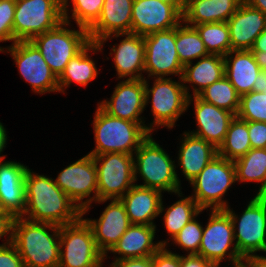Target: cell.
I'll return each mask as SVG.
<instances>
[{
    "mask_svg": "<svg viewBox=\"0 0 266 267\" xmlns=\"http://www.w3.org/2000/svg\"><path fill=\"white\" fill-rule=\"evenodd\" d=\"M153 267H181V256L162 246L153 255Z\"/></svg>",
    "mask_w": 266,
    "mask_h": 267,
    "instance_id": "7bdbcfd3",
    "label": "cell"
},
{
    "mask_svg": "<svg viewBox=\"0 0 266 267\" xmlns=\"http://www.w3.org/2000/svg\"><path fill=\"white\" fill-rule=\"evenodd\" d=\"M97 168V201L120 199L133 185L134 156L125 153L92 155Z\"/></svg>",
    "mask_w": 266,
    "mask_h": 267,
    "instance_id": "8fae6325",
    "label": "cell"
},
{
    "mask_svg": "<svg viewBox=\"0 0 266 267\" xmlns=\"http://www.w3.org/2000/svg\"><path fill=\"white\" fill-rule=\"evenodd\" d=\"M251 148H266V122L248 121Z\"/></svg>",
    "mask_w": 266,
    "mask_h": 267,
    "instance_id": "b9f144b4",
    "label": "cell"
},
{
    "mask_svg": "<svg viewBox=\"0 0 266 267\" xmlns=\"http://www.w3.org/2000/svg\"><path fill=\"white\" fill-rule=\"evenodd\" d=\"M182 26L180 23L176 27V51L180 62L183 65L191 60L209 55L205 44L201 40L200 34L194 26Z\"/></svg>",
    "mask_w": 266,
    "mask_h": 267,
    "instance_id": "d6a6232c",
    "label": "cell"
},
{
    "mask_svg": "<svg viewBox=\"0 0 266 267\" xmlns=\"http://www.w3.org/2000/svg\"><path fill=\"white\" fill-rule=\"evenodd\" d=\"M256 267H266V257L265 256H258L250 260Z\"/></svg>",
    "mask_w": 266,
    "mask_h": 267,
    "instance_id": "db71d44e",
    "label": "cell"
},
{
    "mask_svg": "<svg viewBox=\"0 0 266 267\" xmlns=\"http://www.w3.org/2000/svg\"><path fill=\"white\" fill-rule=\"evenodd\" d=\"M181 267H216L211 261L198 254L181 256Z\"/></svg>",
    "mask_w": 266,
    "mask_h": 267,
    "instance_id": "f6af8a7d",
    "label": "cell"
},
{
    "mask_svg": "<svg viewBox=\"0 0 266 267\" xmlns=\"http://www.w3.org/2000/svg\"><path fill=\"white\" fill-rule=\"evenodd\" d=\"M256 63L259 65L261 70L266 71V52L262 51H251Z\"/></svg>",
    "mask_w": 266,
    "mask_h": 267,
    "instance_id": "681fc988",
    "label": "cell"
},
{
    "mask_svg": "<svg viewBox=\"0 0 266 267\" xmlns=\"http://www.w3.org/2000/svg\"><path fill=\"white\" fill-rule=\"evenodd\" d=\"M0 267H25L12 241L0 245Z\"/></svg>",
    "mask_w": 266,
    "mask_h": 267,
    "instance_id": "60d3db41",
    "label": "cell"
},
{
    "mask_svg": "<svg viewBox=\"0 0 266 267\" xmlns=\"http://www.w3.org/2000/svg\"><path fill=\"white\" fill-rule=\"evenodd\" d=\"M6 129L4 128L3 124L0 122V154L3 152L4 147L6 146L7 134ZM4 156H0V159H4Z\"/></svg>",
    "mask_w": 266,
    "mask_h": 267,
    "instance_id": "816d5d0a",
    "label": "cell"
},
{
    "mask_svg": "<svg viewBox=\"0 0 266 267\" xmlns=\"http://www.w3.org/2000/svg\"><path fill=\"white\" fill-rule=\"evenodd\" d=\"M73 9L72 17L76 21L78 27L86 28L87 30L100 17L104 0H71ZM68 0H62L63 20L69 23Z\"/></svg>",
    "mask_w": 266,
    "mask_h": 267,
    "instance_id": "8d00e7d4",
    "label": "cell"
},
{
    "mask_svg": "<svg viewBox=\"0 0 266 267\" xmlns=\"http://www.w3.org/2000/svg\"><path fill=\"white\" fill-rule=\"evenodd\" d=\"M204 228L198 255L211 261L216 267H219L227 257L233 265L246 261L235 245L231 250V245L235 240L234 228L225 210H212L209 222ZM229 249L230 253H228Z\"/></svg>",
    "mask_w": 266,
    "mask_h": 267,
    "instance_id": "7c38bea8",
    "label": "cell"
},
{
    "mask_svg": "<svg viewBox=\"0 0 266 267\" xmlns=\"http://www.w3.org/2000/svg\"><path fill=\"white\" fill-rule=\"evenodd\" d=\"M236 116L244 121L266 122V93L252 91L240 96Z\"/></svg>",
    "mask_w": 266,
    "mask_h": 267,
    "instance_id": "74e56055",
    "label": "cell"
},
{
    "mask_svg": "<svg viewBox=\"0 0 266 267\" xmlns=\"http://www.w3.org/2000/svg\"><path fill=\"white\" fill-rule=\"evenodd\" d=\"M28 167L0 159V201L4 210L15 218L22 217L26 206L25 176Z\"/></svg>",
    "mask_w": 266,
    "mask_h": 267,
    "instance_id": "7402d4cb",
    "label": "cell"
},
{
    "mask_svg": "<svg viewBox=\"0 0 266 267\" xmlns=\"http://www.w3.org/2000/svg\"><path fill=\"white\" fill-rule=\"evenodd\" d=\"M145 66L148 77L162 78L168 75L182 77L184 65L176 49V27L144 36Z\"/></svg>",
    "mask_w": 266,
    "mask_h": 267,
    "instance_id": "9a60e30c",
    "label": "cell"
},
{
    "mask_svg": "<svg viewBox=\"0 0 266 267\" xmlns=\"http://www.w3.org/2000/svg\"><path fill=\"white\" fill-rule=\"evenodd\" d=\"M6 211L4 210L2 204H1V201H0V215L1 214H4Z\"/></svg>",
    "mask_w": 266,
    "mask_h": 267,
    "instance_id": "9f6ffc18",
    "label": "cell"
},
{
    "mask_svg": "<svg viewBox=\"0 0 266 267\" xmlns=\"http://www.w3.org/2000/svg\"><path fill=\"white\" fill-rule=\"evenodd\" d=\"M174 4L182 13L185 10L186 0H162Z\"/></svg>",
    "mask_w": 266,
    "mask_h": 267,
    "instance_id": "f5cc1de1",
    "label": "cell"
},
{
    "mask_svg": "<svg viewBox=\"0 0 266 267\" xmlns=\"http://www.w3.org/2000/svg\"><path fill=\"white\" fill-rule=\"evenodd\" d=\"M85 221L92 229L97 248L106 258L107 252L113 249L131 225L120 199H111L98 220Z\"/></svg>",
    "mask_w": 266,
    "mask_h": 267,
    "instance_id": "ac0fdd59",
    "label": "cell"
},
{
    "mask_svg": "<svg viewBox=\"0 0 266 267\" xmlns=\"http://www.w3.org/2000/svg\"><path fill=\"white\" fill-rule=\"evenodd\" d=\"M209 54L225 56L231 51L227 22H213L194 25Z\"/></svg>",
    "mask_w": 266,
    "mask_h": 267,
    "instance_id": "e575fe53",
    "label": "cell"
},
{
    "mask_svg": "<svg viewBox=\"0 0 266 267\" xmlns=\"http://www.w3.org/2000/svg\"><path fill=\"white\" fill-rule=\"evenodd\" d=\"M183 135L178 164L185 178L191 182L218 155V149L188 132H184Z\"/></svg>",
    "mask_w": 266,
    "mask_h": 267,
    "instance_id": "484cf974",
    "label": "cell"
},
{
    "mask_svg": "<svg viewBox=\"0 0 266 267\" xmlns=\"http://www.w3.org/2000/svg\"><path fill=\"white\" fill-rule=\"evenodd\" d=\"M234 54V55H233ZM225 77L242 96L253 91L257 75L261 72L250 50H231L224 56Z\"/></svg>",
    "mask_w": 266,
    "mask_h": 267,
    "instance_id": "4316f807",
    "label": "cell"
},
{
    "mask_svg": "<svg viewBox=\"0 0 266 267\" xmlns=\"http://www.w3.org/2000/svg\"><path fill=\"white\" fill-rule=\"evenodd\" d=\"M69 24L63 20L54 29L30 40L57 78L68 62L91 42L86 28L80 26L78 30L65 28Z\"/></svg>",
    "mask_w": 266,
    "mask_h": 267,
    "instance_id": "5b68a950",
    "label": "cell"
},
{
    "mask_svg": "<svg viewBox=\"0 0 266 267\" xmlns=\"http://www.w3.org/2000/svg\"><path fill=\"white\" fill-rule=\"evenodd\" d=\"M3 51H5L4 48L0 47V52H3Z\"/></svg>",
    "mask_w": 266,
    "mask_h": 267,
    "instance_id": "6f0895ef",
    "label": "cell"
},
{
    "mask_svg": "<svg viewBox=\"0 0 266 267\" xmlns=\"http://www.w3.org/2000/svg\"><path fill=\"white\" fill-rule=\"evenodd\" d=\"M181 82L172 81L171 78H156L152 88H148V81L145 80V105L152 98V114L154 121L148 127L151 133L153 125L172 128L176 120L188 108L189 89Z\"/></svg>",
    "mask_w": 266,
    "mask_h": 267,
    "instance_id": "30bf717a",
    "label": "cell"
},
{
    "mask_svg": "<svg viewBox=\"0 0 266 267\" xmlns=\"http://www.w3.org/2000/svg\"><path fill=\"white\" fill-rule=\"evenodd\" d=\"M7 49L15 60L20 75L30 84L34 92L39 94L60 92L58 78L31 41H17Z\"/></svg>",
    "mask_w": 266,
    "mask_h": 267,
    "instance_id": "5bb4252c",
    "label": "cell"
},
{
    "mask_svg": "<svg viewBox=\"0 0 266 267\" xmlns=\"http://www.w3.org/2000/svg\"><path fill=\"white\" fill-rule=\"evenodd\" d=\"M134 154V180H137V173L144 180V184L138 186L182 196L179 177L175 171L176 164L165 150L153 140L151 134Z\"/></svg>",
    "mask_w": 266,
    "mask_h": 267,
    "instance_id": "277c9868",
    "label": "cell"
},
{
    "mask_svg": "<svg viewBox=\"0 0 266 267\" xmlns=\"http://www.w3.org/2000/svg\"><path fill=\"white\" fill-rule=\"evenodd\" d=\"M125 36L120 44L111 48L118 78L145 79L142 76L145 66V41L138 34H113V37Z\"/></svg>",
    "mask_w": 266,
    "mask_h": 267,
    "instance_id": "d4e9b609",
    "label": "cell"
},
{
    "mask_svg": "<svg viewBox=\"0 0 266 267\" xmlns=\"http://www.w3.org/2000/svg\"><path fill=\"white\" fill-rule=\"evenodd\" d=\"M59 241L58 267H102L105 256L97 248L92 229L82 216L60 226Z\"/></svg>",
    "mask_w": 266,
    "mask_h": 267,
    "instance_id": "ba28073f",
    "label": "cell"
},
{
    "mask_svg": "<svg viewBox=\"0 0 266 267\" xmlns=\"http://www.w3.org/2000/svg\"><path fill=\"white\" fill-rule=\"evenodd\" d=\"M251 149L248 121L235 116L231 121L223 143L218 148V155L228 160H236Z\"/></svg>",
    "mask_w": 266,
    "mask_h": 267,
    "instance_id": "1f68e13d",
    "label": "cell"
},
{
    "mask_svg": "<svg viewBox=\"0 0 266 267\" xmlns=\"http://www.w3.org/2000/svg\"><path fill=\"white\" fill-rule=\"evenodd\" d=\"M246 3L252 7L260 10L266 15V0H244Z\"/></svg>",
    "mask_w": 266,
    "mask_h": 267,
    "instance_id": "f907efd6",
    "label": "cell"
},
{
    "mask_svg": "<svg viewBox=\"0 0 266 267\" xmlns=\"http://www.w3.org/2000/svg\"><path fill=\"white\" fill-rule=\"evenodd\" d=\"M236 181L262 183L256 195L266 196V148H251L244 156L233 161Z\"/></svg>",
    "mask_w": 266,
    "mask_h": 267,
    "instance_id": "4dcf8cb0",
    "label": "cell"
},
{
    "mask_svg": "<svg viewBox=\"0 0 266 267\" xmlns=\"http://www.w3.org/2000/svg\"><path fill=\"white\" fill-rule=\"evenodd\" d=\"M227 24L231 50H250L266 28V15L243 0Z\"/></svg>",
    "mask_w": 266,
    "mask_h": 267,
    "instance_id": "44dd1931",
    "label": "cell"
},
{
    "mask_svg": "<svg viewBox=\"0 0 266 267\" xmlns=\"http://www.w3.org/2000/svg\"><path fill=\"white\" fill-rule=\"evenodd\" d=\"M155 231L156 226L131 224L110 251L120 255L113 262L131 258L151 257L162 246L166 247L167 241H159L154 244Z\"/></svg>",
    "mask_w": 266,
    "mask_h": 267,
    "instance_id": "cb8c5ba5",
    "label": "cell"
},
{
    "mask_svg": "<svg viewBox=\"0 0 266 267\" xmlns=\"http://www.w3.org/2000/svg\"><path fill=\"white\" fill-rule=\"evenodd\" d=\"M25 198L26 206L22 218L32 222L64 226L82 216V211L52 178L35 174L29 168L25 176Z\"/></svg>",
    "mask_w": 266,
    "mask_h": 267,
    "instance_id": "6da1fadb",
    "label": "cell"
},
{
    "mask_svg": "<svg viewBox=\"0 0 266 267\" xmlns=\"http://www.w3.org/2000/svg\"><path fill=\"white\" fill-rule=\"evenodd\" d=\"M131 224L155 226L153 219L163 212L162 192L133 185L121 198Z\"/></svg>",
    "mask_w": 266,
    "mask_h": 267,
    "instance_id": "603a6c76",
    "label": "cell"
},
{
    "mask_svg": "<svg viewBox=\"0 0 266 267\" xmlns=\"http://www.w3.org/2000/svg\"><path fill=\"white\" fill-rule=\"evenodd\" d=\"M183 13L172 3L162 0H133L131 33L146 36L177 27Z\"/></svg>",
    "mask_w": 266,
    "mask_h": 267,
    "instance_id": "2e32d148",
    "label": "cell"
},
{
    "mask_svg": "<svg viewBox=\"0 0 266 267\" xmlns=\"http://www.w3.org/2000/svg\"><path fill=\"white\" fill-rule=\"evenodd\" d=\"M202 100L237 115L240 106V95L225 75L206 87L198 95Z\"/></svg>",
    "mask_w": 266,
    "mask_h": 267,
    "instance_id": "836d02e7",
    "label": "cell"
},
{
    "mask_svg": "<svg viewBox=\"0 0 266 267\" xmlns=\"http://www.w3.org/2000/svg\"><path fill=\"white\" fill-rule=\"evenodd\" d=\"M92 124L96 147L88 153L90 155L113 152L133 155L152 134L144 123L131 122L111 116L99 105Z\"/></svg>",
    "mask_w": 266,
    "mask_h": 267,
    "instance_id": "3957f363",
    "label": "cell"
},
{
    "mask_svg": "<svg viewBox=\"0 0 266 267\" xmlns=\"http://www.w3.org/2000/svg\"><path fill=\"white\" fill-rule=\"evenodd\" d=\"M107 114L136 123L145 109V79H126L119 82L110 98L98 104Z\"/></svg>",
    "mask_w": 266,
    "mask_h": 267,
    "instance_id": "e0dca14e",
    "label": "cell"
},
{
    "mask_svg": "<svg viewBox=\"0 0 266 267\" xmlns=\"http://www.w3.org/2000/svg\"><path fill=\"white\" fill-rule=\"evenodd\" d=\"M15 221V217L5 212L0 215V238L9 234L8 239L6 241H13V224Z\"/></svg>",
    "mask_w": 266,
    "mask_h": 267,
    "instance_id": "bcb514c9",
    "label": "cell"
},
{
    "mask_svg": "<svg viewBox=\"0 0 266 267\" xmlns=\"http://www.w3.org/2000/svg\"><path fill=\"white\" fill-rule=\"evenodd\" d=\"M243 0H186L183 12V22L192 24H206L213 22H227L236 12Z\"/></svg>",
    "mask_w": 266,
    "mask_h": 267,
    "instance_id": "83f0119b",
    "label": "cell"
},
{
    "mask_svg": "<svg viewBox=\"0 0 266 267\" xmlns=\"http://www.w3.org/2000/svg\"><path fill=\"white\" fill-rule=\"evenodd\" d=\"M202 235L203 227L194 217L172 238V242L189 251V255L198 254Z\"/></svg>",
    "mask_w": 266,
    "mask_h": 267,
    "instance_id": "f35d334b",
    "label": "cell"
},
{
    "mask_svg": "<svg viewBox=\"0 0 266 267\" xmlns=\"http://www.w3.org/2000/svg\"><path fill=\"white\" fill-rule=\"evenodd\" d=\"M50 230L53 234L49 233ZM59 240L60 226L32 222L22 217L15 218L12 243L16 246L25 267H58Z\"/></svg>",
    "mask_w": 266,
    "mask_h": 267,
    "instance_id": "7a4b0ae2",
    "label": "cell"
},
{
    "mask_svg": "<svg viewBox=\"0 0 266 267\" xmlns=\"http://www.w3.org/2000/svg\"><path fill=\"white\" fill-rule=\"evenodd\" d=\"M253 91L266 93V71L261 70L253 85Z\"/></svg>",
    "mask_w": 266,
    "mask_h": 267,
    "instance_id": "7dc6e473",
    "label": "cell"
},
{
    "mask_svg": "<svg viewBox=\"0 0 266 267\" xmlns=\"http://www.w3.org/2000/svg\"><path fill=\"white\" fill-rule=\"evenodd\" d=\"M192 64L191 61L184 65L181 79L183 83L193 84V96H197L206 87L220 80L225 73V61L221 55L209 54L201 57L193 66Z\"/></svg>",
    "mask_w": 266,
    "mask_h": 267,
    "instance_id": "f1b7e54d",
    "label": "cell"
},
{
    "mask_svg": "<svg viewBox=\"0 0 266 267\" xmlns=\"http://www.w3.org/2000/svg\"><path fill=\"white\" fill-rule=\"evenodd\" d=\"M202 210L195 200L185 197L171 205L164 214L165 228L171 238L177 235L180 230L194 217H197Z\"/></svg>",
    "mask_w": 266,
    "mask_h": 267,
    "instance_id": "d590c367",
    "label": "cell"
},
{
    "mask_svg": "<svg viewBox=\"0 0 266 267\" xmlns=\"http://www.w3.org/2000/svg\"><path fill=\"white\" fill-rule=\"evenodd\" d=\"M101 51L100 47L95 42H90L81 52L75 55L66 65L64 71L58 77L59 91L64 93V88L69 87L72 82L81 86L94 80L98 75V70L95 62L88 56V51Z\"/></svg>",
    "mask_w": 266,
    "mask_h": 267,
    "instance_id": "f546056e",
    "label": "cell"
},
{
    "mask_svg": "<svg viewBox=\"0 0 266 267\" xmlns=\"http://www.w3.org/2000/svg\"><path fill=\"white\" fill-rule=\"evenodd\" d=\"M16 0H0V42L14 43V14Z\"/></svg>",
    "mask_w": 266,
    "mask_h": 267,
    "instance_id": "ab89813d",
    "label": "cell"
},
{
    "mask_svg": "<svg viewBox=\"0 0 266 267\" xmlns=\"http://www.w3.org/2000/svg\"><path fill=\"white\" fill-rule=\"evenodd\" d=\"M235 182L234 162L217 155L190 182L194 188V195L191 197L202 211L209 207L211 211L225 210L229 206L222 197Z\"/></svg>",
    "mask_w": 266,
    "mask_h": 267,
    "instance_id": "8992f818",
    "label": "cell"
},
{
    "mask_svg": "<svg viewBox=\"0 0 266 267\" xmlns=\"http://www.w3.org/2000/svg\"><path fill=\"white\" fill-rule=\"evenodd\" d=\"M194 101L197 131L188 132L198 138L204 139L217 149L223 143L234 113L208 103L198 96L188 98L187 106ZM199 128V129H198Z\"/></svg>",
    "mask_w": 266,
    "mask_h": 267,
    "instance_id": "ffe728a7",
    "label": "cell"
},
{
    "mask_svg": "<svg viewBox=\"0 0 266 267\" xmlns=\"http://www.w3.org/2000/svg\"><path fill=\"white\" fill-rule=\"evenodd\" d=\"M233 267H256L250 260H246L245 263L241 262L234 265Z\"/></svg>",
    "mask_w": 266,
    "mask_h": 267,
    "instance_id": "11a10c76",
    "label": "cell"
},
{
    "mask_svg": "<svg viewBox=\"0 0 266 267\" xmlns=\"http://www.w3.org/2000/svg\"><path fill=\"white\" fill-rule=\"evenodd\" d=\"M133 0H104L98 20L88 29L91 42L102 47L113 34L131 33Z\"/></svg>",
    "mask_w": 266,
    "mask_h": 267,
    "instance_id": "d6986e66",
    "label": "cell"
},
{
    "mask_svg": "<svg viewBox=\"0 0 266 267\" xmlns=\"http://www.w3.org/2000/svg\"><path fill=\"white\" fill-rule=\"evenodd\" d=\"M63 21L62 0H16L14 43L54 29Z\"/></svg>",
    "mask_w": 266,
    "mask_h": 267,
    "instance_id": "9c48e42d",
    "label": "cell"
},
{
    "mask_svg": "<svg viewBox=\"0 0 266 267\" xmlns=\"http://www.w3.org/2000/svg\"><path fill=\"white\" fill-rule=\"evenodd\" d=\"M54 181L82 211V217L89 211L92 201H97V168L90 154L64 168ZM84 198L87 200L83 202Z\"/></svg>",
    "mask_w": 266,
    "mask_h": 267,
    "instance_id": "4fadbf2b",
    "label": "cell"
},
{
    "mask_svg": "<svg viewBox=\"0 0 266 267\" xmlns=\"http://www.w3.org/2000/svg\"><path fill=\"white\" fill-rule=\"evenodd\" d=\"M225 211L233 223L237 239L234 245L239 254L245 260H252L259 256L255 254L257 251L266 252V196H254L240 218L229 207Z\"/></svg>",
    "mask_w": 266,
    "mask_h": 267,
    "instance_id": "52a82bcc",
    "label": "cell"
},
{
    "mask_svg": "<svg viewBox=\"0 0 266 267\" xmlns=\"http://www.w3.org/2000/svg\"><path fill=\"white\" fill-rule=\"evenodd\" d=\"M111 267H153V256L112 262Z\"/></svg>",
    "mask_w": 266,
    "mask_h": 267,
    "instance_id": "ee69618b",
    "label": "cell"
},
{
    "mask_svg": "<svg viewBox=\"0 0 266 267\" xmlns=\"http://www.w3.org/2000/svg\"><path fill=\"white\" fill-rule=\"evenodd\" d=\"M250 51H262L266 52V28L263 32L255 39V42Z\"/></svg>",
    "mask_w": 266,
    "mask_h": 267,
    "instance_id": "c3c4849f",
    "label": "cell"
}]
</instances>
